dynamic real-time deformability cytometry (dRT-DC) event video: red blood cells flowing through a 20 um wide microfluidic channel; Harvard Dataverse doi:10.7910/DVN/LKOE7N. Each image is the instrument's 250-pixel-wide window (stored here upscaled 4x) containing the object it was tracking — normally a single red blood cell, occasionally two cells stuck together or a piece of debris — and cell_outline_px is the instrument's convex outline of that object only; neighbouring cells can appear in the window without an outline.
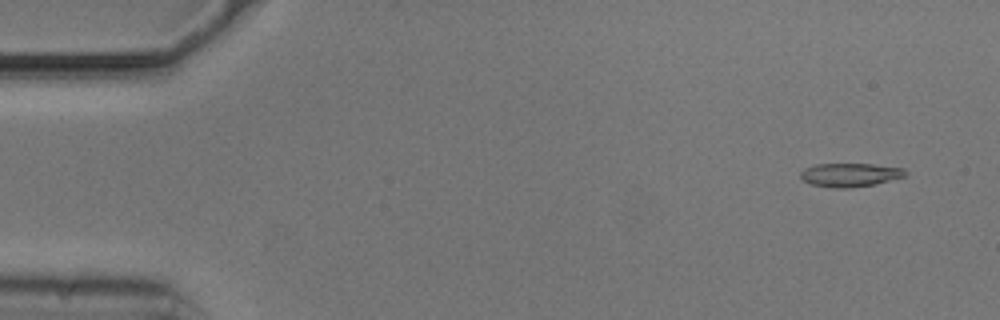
{"species": "common noctule bat (a hibernating species)", "species_latin": "Nyctalus noctula", "temperature_condition": "cold", "stored_images_in_passage": 52, "camera_frame_rate_fps": 3000, "um_per_image_px": 0.085, "animal": {"sex": "male", "body_mass_g": 20.5, "forearm_length_mm": 52.5}, "frame": {"image": 1, "passage_image": 1, "time_ms": 0.0, "image_size_px": [1000, 320], "cell_outline_px": [[908, 172], [904, 176], [876, 184], [848, 188], [832, 188], [812, 184], [804, 180], [800, 176], [800, 172], [804, 168], [816, 164], [872, 164], [904, 168]], "centroid_in_image_um": [72.25, 14.86], "position_along_channel_um": 12.7, "area_um2": 14.39}}
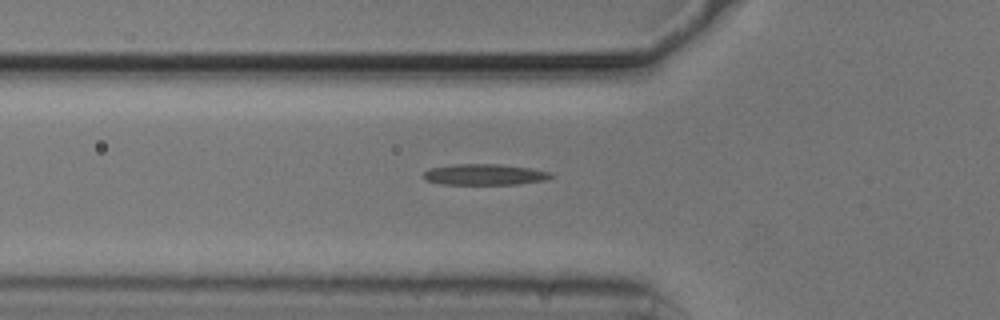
{"frame": {"image": 2, "passage_image": 16, "time_ms": 5.0, "image_size_px": [1000, 320], "cell_outline_px": [[552, 176], [544, 180], [516, 184], [440, 184], [424, 180], [424, 172], [428, 168], [452, 164], [500, 164], [528, 168], [552, 172]], "centroid_in_image_um": [41.12, 14.83], "position_along_channel_um": 84.7, "area_um2": 15.55}}
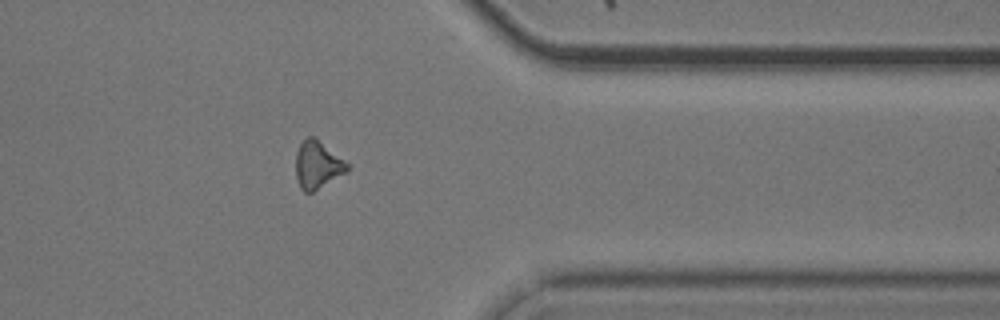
{"frame": {"image": 3, "passage_image": 41, "time_ms": 13.333, "image_size_px": [1000, 320], "cell_outline_px": [[348, 172], [312, 192], [304, 192], [300, 188], [296, 180], [296, 152], [300, 144], [308, 136], [316, 136], [348, 164]], "centroid_in_image_um": [26.98, 14.01], "position_along_channel_um": 384.4, "area_um2": 14.33}}